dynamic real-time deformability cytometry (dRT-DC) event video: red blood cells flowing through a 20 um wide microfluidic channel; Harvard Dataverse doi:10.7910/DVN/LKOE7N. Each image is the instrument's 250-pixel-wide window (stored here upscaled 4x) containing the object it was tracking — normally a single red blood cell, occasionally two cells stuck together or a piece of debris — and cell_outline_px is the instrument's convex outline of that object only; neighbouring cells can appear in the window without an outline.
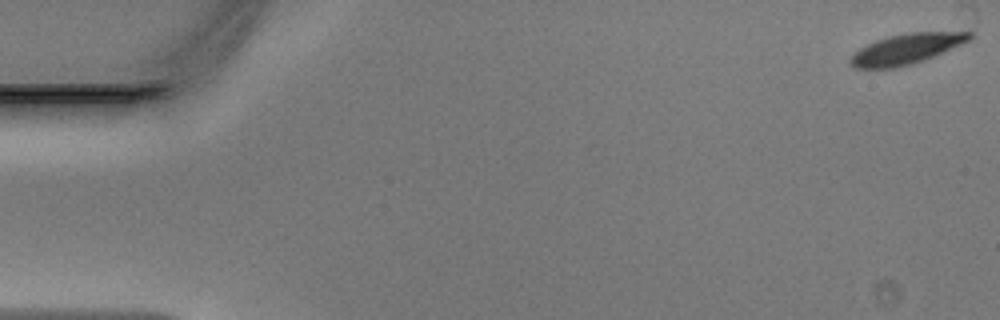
{"species": "Egyptian fruit bat (a non-hibernating species)", "species_latin": "Rousettus aegyptiacus", "temperature_condition": "warm", "stored_images_in_passage": 49, "camera_frame_rate_fps": 3000, "um_per_image_px": 0.085, "animal": {"sex": "male"}, "frame": {"image": 1, "passage_image": 1, "time_ms": 0.0, "image_size_px": [1000, 320], "cell_outline_px": [[972, 40], [924, 60], [912, 64], [892, 68], [856, 68], [848, 60], [860, 48], [876, 40], [888, 36], [908, 32], [972, 32]], "centroid_in_image_um": [77.07, 4.15], "position_along_channel_um": 7.9, "area_um2": 20.87}}
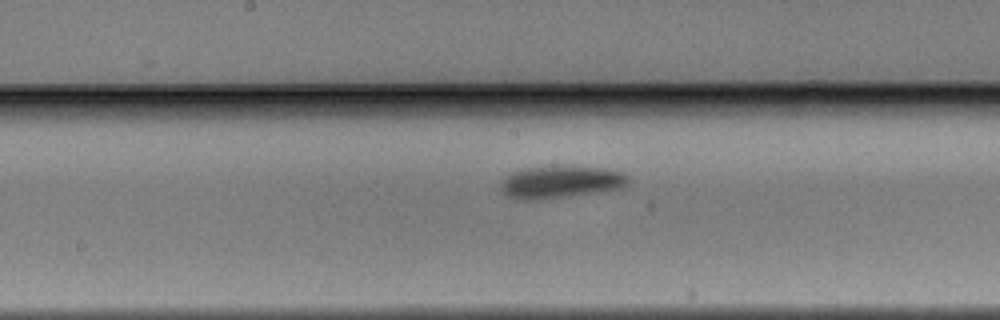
{"frame": {"image": 2, "passage_image": 26, "time_ms": 8.333, "image_size_px": [1000, 320], "cell_outline_px": [[628, 184], [620, 188], [568, 196], [540, 200], [520, 200], [504, 196], [500, 192], [500, 184], [512, 172], [524, 168], [608, 168], [620, 172], [628, 176]], "centroid_in_image_um": [47.59, 15.51], "position_along_channel_um": 200.6, "area_um2": 23.41}}
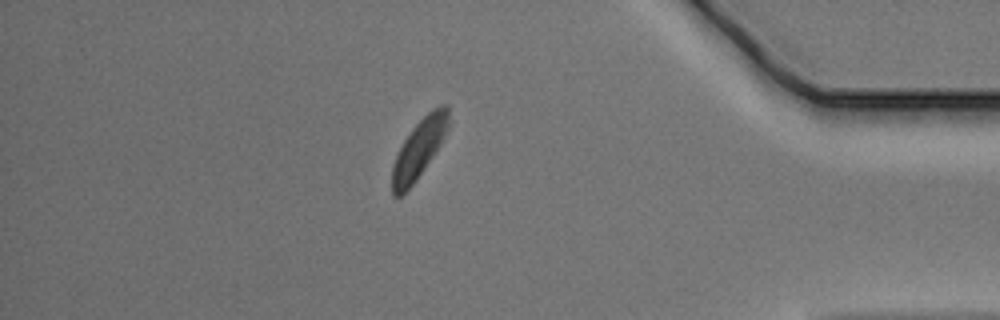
{"frame": {"image": 3, "passage_image": 43, "time_ms": 14.0, "image_size_px": [1000, 320], "cell_outline_px": [[448, 124], [444, 136], [440, 144], [416, 180], [400, 196], [392, 196], [392, 164], [404, 140], [412, 128], [432, 108], [440, 104], [448, 104]], "centroid_in_image_um": [35.6, 12.62], "position_along_channel_um": 399.6, "area_um2": 18.84}}